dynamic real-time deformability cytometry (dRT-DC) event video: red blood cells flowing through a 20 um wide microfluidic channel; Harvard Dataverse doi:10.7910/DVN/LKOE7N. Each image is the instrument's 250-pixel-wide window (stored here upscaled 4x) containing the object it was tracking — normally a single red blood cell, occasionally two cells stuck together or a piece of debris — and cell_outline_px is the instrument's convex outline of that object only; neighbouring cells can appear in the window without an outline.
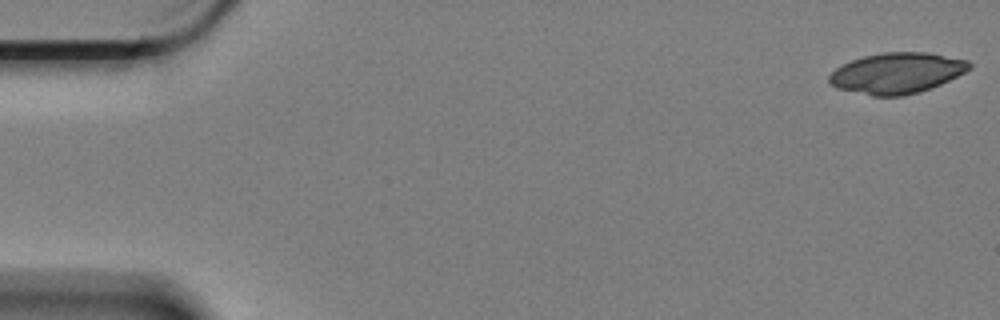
{"species": "Egyptian fruit bat (a non-hibernating species)", "species_latin": "Rousettus aegyptiacus", "temperature_condition": "cold", "stored_images_in_passage": 20, "camera_frame_rate_fps": 3000, "um_per_image_px": 0.085, "animal": {"sex": "female"}, "frame": {"image": 1, "passage_image": 1, "time_ms": 0.0, "image_size_px": [1000, 320], "cell_outline_px": [[972, 68], [940, 84], [920, 92], [904, 96], [872, 96], [836, 88], [828, 80], [828, 76], [836, 68], [852, 60], [864, 56], [884, 52], [928, 52], [968, 60], [972, 64]], "centroid_in_image_um": [76.24, 6.21], "position_along_channel_um": 8.8, "area_um2": 33.23}}